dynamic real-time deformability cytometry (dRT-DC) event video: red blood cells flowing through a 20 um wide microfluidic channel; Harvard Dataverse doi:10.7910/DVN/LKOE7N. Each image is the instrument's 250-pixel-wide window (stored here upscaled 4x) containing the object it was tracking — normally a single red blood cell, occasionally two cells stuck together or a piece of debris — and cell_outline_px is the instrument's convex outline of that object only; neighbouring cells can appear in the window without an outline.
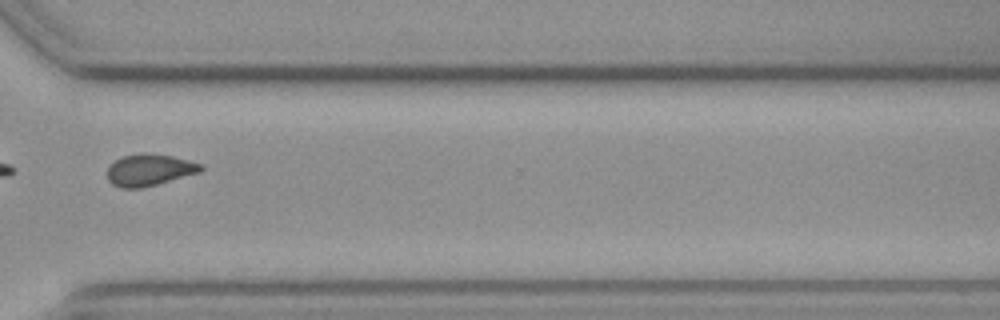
{"species": "common noctule bat (a hibernating species)", "species_latin": "Nyctalus noctula", "temperature_condition": "cold", "stored_images_in_passage": 15, "camera_frame_rate_fps": 3000, "um_per_image_px": 0.085, "animal": {"sex": "female", "body_mass_g": 19.3, "forearm_length_mm": 54.1}, "frame": {"image": 1, "passage_image": 11, "time_ms": 3.333, "image_size_px": [1000, 320], "cell_outline_px": [[204, 168], [200, 172], [156, 184], [140, 188], [120, 188], [112, 184], [108, 180], [108, 164], [124, 156], [172, 156], [204, 164]], "centroid_in_image_um": [12.7, 14.49], "position_along_channel_um": 357.9, "area_um2": 16.59}}
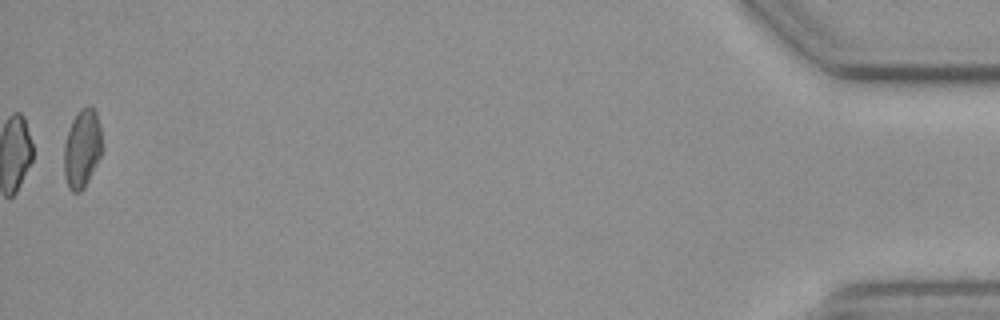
{"frame": {"image": 2, "passage_image": 15, "time_ms": 4.667, "image_size_px": [1000, 320], "cell_outline_px": [[104, 148], [84, 188], [80, 192], [72, 192], [68, 188], [64, 176], [64, 144], [72, 120], [76, 112], [80, 108], [88, 104], [96, 112], [100, 124]], "centroid_in_image_um": [6.99, 12.6], "position_along_channel_um": 428.2, "area_um2": 17.74}}